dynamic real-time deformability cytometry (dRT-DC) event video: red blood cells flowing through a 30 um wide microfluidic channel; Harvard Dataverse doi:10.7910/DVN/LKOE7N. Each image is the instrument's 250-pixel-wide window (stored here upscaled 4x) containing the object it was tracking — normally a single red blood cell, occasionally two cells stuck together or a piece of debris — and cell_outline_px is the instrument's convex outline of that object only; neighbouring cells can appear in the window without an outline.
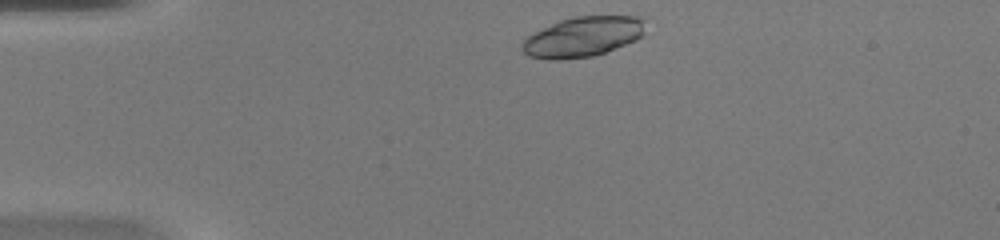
{"species": "common noctule bat (a hibernating species)", "species_latin": "Nyctalus noctula", "temperature_condition": "warm", "stored_images_in_passage": 40, "camera_frame_rate_fps": 3000, "um_per_image_px": 0.085, "animal": {"sex": "female", "body_mass_g": 20.0, "forearm_length_mm": 54.0}, "frame": {"image": 1, "passage_image": 1, "time_ms": 0.0, "image_size_px": [1000, 240], "cell_outline_px": [[644, 32], [636, 40], [604, 52], [592, 56], [560, 60], [548, 60], [528, 56], [520, 48], [520, 44], [528, 36], [560, 20], [576, 16], [640, 16], [644, 20]], "centroid_in_image_um": [49.52, 3.13], "position_along_channel_um": 35.5, "area_um2": 28.61}}
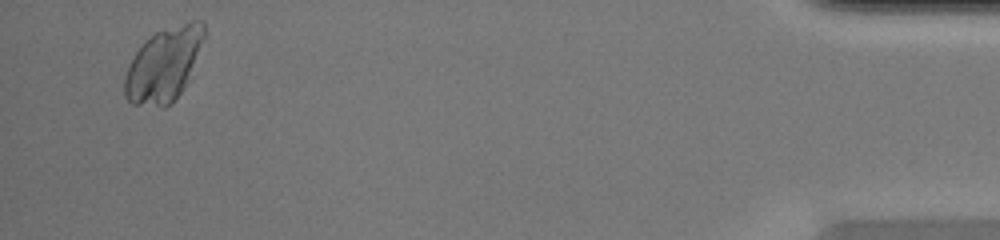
{"frame": {"image": 2, "passage_image": 38, "time_ms": 12.333, "image_size_px": [1000, 240], "cell_outline_px": [[204, 36], [184, 84], [180, 92], [164, 108], [160, 108], [132, 104], [124, 96], [124, 76], [136, 52], [156, 32], [192, 20], [204, 20]], "centroid_in_image_um": [13.87, 5.52], "position_along_channel_um": 421.3, "area_um2": 33.0}}